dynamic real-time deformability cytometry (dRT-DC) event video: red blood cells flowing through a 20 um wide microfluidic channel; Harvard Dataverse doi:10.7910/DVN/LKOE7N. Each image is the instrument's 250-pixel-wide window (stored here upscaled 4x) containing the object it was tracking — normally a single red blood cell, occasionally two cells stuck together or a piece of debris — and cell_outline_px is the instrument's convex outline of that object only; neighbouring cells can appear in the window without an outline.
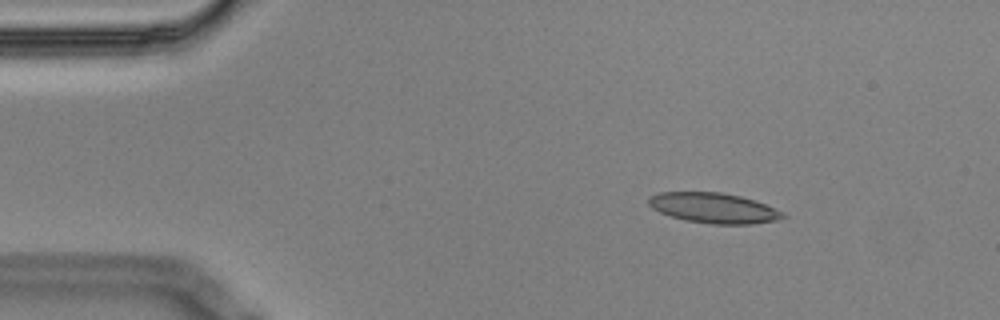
{"species": "Egyptian fruit bat (a non-hibernating species)", "species_latin": "Rousettus aegyptiacus", "temperature_condition": "cold", "stored_images_in_passage": 3, "camera_frame_rate_fps": 3000, "um_per_image_px": 0.085, "animal": {"sex": "male"}, "frame": {"image": 1, "passage_image": 2, "time_ms": 0.333, "image_size_px": [1000, 320], "cell_outline_px": [[788, 216], [776, 220], [752, 224], [712, 224], [684, 220], [660, 212], [652, 208], [648, 204], [648, 196], [660, 192], [720, 192], [740, 196], [764, 204], [784, 212]], "centroid_in_image_um": [60.65, 17.68], "position_along_channel_um": 24.4, "area_um2": 23.58}}